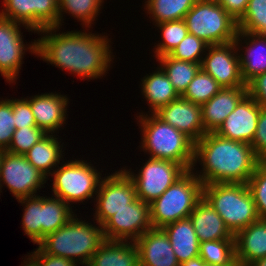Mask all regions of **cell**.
<instances>
[{"instance_id":"1","label":"cell","mask_w":266,"mask_h":266,"mask_svg":"<svg viewBox=\"0 0 266 266\" xmlns=\"http://www.w3.org/2000/svg\"><path fill=\"white\" fill-rule=\"evenodd\" d=\"M57 29L38 31L43 37L37 40V56L81 78L97 79L107 73L113 59L107 36L85 31L56 34Z\"/></svg>"},{"instance_id":"2","label":"cell","mask_w":266,"mask_h":266,"mask_svg":"<svg viewBox=\"0 0 266 266\" xmlns=\"http://www.w3.org/2000/svg\"><path fill=\"white\" fill-rule=\"evenodd\" d=\"M202 164V172L196 177L207 185L210 183L247 184L256 166L261 162L248 143L233 141L207 132L194 143V162Z\"/></svg>"},{"instance_id":"3","label":"cell","mask_w":266,"mask_h":266,"mask_svg":"<svg viewBox=\"0 0 266 266\" xmlns=\"http://www.w3.org/2000/svg\"><path fill=\"white\" fill-rule=\"evenodd\" d=\"M97 225L98 227L93 226L73 216L58 230L46 235L38 245L45 253L87 266L93 254L105 241L102 226Z\"/></svg>"},{"instance_id":"4","label":"cell","mask_w":266,"mask_h":266,"mask_svg":"<svg viewBox=\"0 0 266 266\" xmlns=\"http://www.w3.org/2000/svg\"><path fill=\"white\" fill-rule=\"evenodd\" d=\"M139 121L143 133L141 147L150 158L170 160L181 164L187 171L194 162V142L183 132L163 122L154 113H140Z\"/></svg>"},{"instance_id":"5","label":"cell","mask_w":266,"mask_h":266,"mask_svg":"<svg viewBox=\"0 0 266 266\" xmlns=\"http://www.w3.org/2000/svg\"><path fill=\"white\" fill-rule=\"evenodd\" d=\"M203 197L235 235L259 220L253 196L247 184L210 183L203 185Z\"/></svg>"},{"instance_id":"6","label":"cell","mask_w":266,"mask_h":266,"mask_svg":"<svg viewBox=\"0 0 266 266\" xmlns=\"http://www.w3.org/2000/svg\"><path fill=\"white\" fill-rule=\"evenodd\" d=\"M203 197V183L193 170H188L162 195L150 203L152 228H163L180 219L188 218Z\"/></svg>"},{"instance_id":"7","label":"cell","mask_w":266,"mask_h":266,"mask_svg":"<svg viewBox=\"0 0 266 266\" xmlns=\"http://www.w3.org/2000/svg\"><path fill=\"white\" fill-rule=\"evenodd\" d=\"M188 33L208 45L235 40L237 21L216 1L197 0L184 17Z\"/></svg>"},{"instance_id":"8","label":"cell","mask_w":266,"mask_h":266,"mask_svg":"<svg viewBox=\"0 0 266 266\" xmlns=\"http://www.w3.org/2000/svg\"><path fill=\"white\" fill-rule=\"evenodd\" d=\"M53 171L51 176L54 178V197L62 199L67 204L94 198V194L98 192L101 173L87 161L71 160Z\"/></svg>"},{"instance_id":"9","label":"cell","mask_w":266,"mask_h":266,"mask_svg":"<svg viewBox=\"0 0 266 266\" xmlns=\"http://www.w3.org/2000/svg\"><path fill=\"white\" fill-rule=\"evenodd\" d=\"M124 171L135 184L137 198L149 204L187 172L181 164L153 158L147 160L138 175L125 168Z\"/></svg>"},{"instance_id":"10","label":"cell","mask_w":266,"mask_h":266,"mask_svg":"<svg viewBox=\"0 0 266 266\" xmlns=\"http://www.w3.org/2000/svg\"><path fill=\"white\" fill-rule=\"evenodd\" d=\"M46 179L47 177L24 155L4 151L0 168V189L2 184H6L10 192L19 200L36 196L37 190L46 183Z\"/></svg>"},{"instance_id":"11","label":"cell","mask_w":266,"mask_h":266,"mask_svg":"<svg viewBox=\"0 0 266 266\" xmlns=\"http://www.w3.org/2000/svg\"><path fill=\"white\" fill-rule=\"evenodd\" d=\"M96 195L94 218L100 226L137 198L135 184L122 168L101 179Z\"/></svg>"},{"instance_id":"12","label":"cell","mask_w":266,"mask_h":266,"mask_svg":"<svg viewBox=\"0 0 266 266\" xmlns=\"http://www.w3.org/2000/svg\"><path fill=\"white\" fill-rule=\"evenodd\" d=\"M0 16L21 23L28 31L59 27L58 0H3Z\"/></svg>"},{"instance_id":"13","label":"cell","mask_w":266,"mask_h":266,"mask_svg":"<svg viewBox=\"0 0 266 266\" xmlns=\"http://www.w3.org/2000/svg\"><path fill=\"white\" fill-rule=\"evenodd\" d=\"M151 228L150 204L138 198L117 211L102 225L105 240L132 242Z\"/></svg>"},{"instance_id":"14","label":"cell","mask_w":266,"mask_h":266,"mask_svg":"<svg viewBox=\"0 0 266 266\" xmlns=\"http://www.w3.org/2000/svg\"><path fill=\"white\" fill-rule=\"evenodd\" d=\"M240 38L234 41L209 45L206 49L208 53L202 59L201 69L211 75L222 87H239L246 86L241 77L239 62V42Z\"/></svg>"},{"instance_id":"15","label":"cell","mask_w":266,"mask_h":266,"mask_svg":"<svg viewBox=\"0 0 266 266\" xmlns=\"http://www.w3.org/2000/svg\"><path fill=\"white\" fill-rule=\"evenodd\" d=\"M21 23L0 16V73L7 82L13 83L21 69L25 50L37 55V41L26 48L21 31Z\"/></svg>"},{"instance_id":"16","label":"cell","mask_w":266,"mask_h":266,"mask_svg":"<svg viewBox=\"0 0 266 266\" xmlns=\"http://www.w3.org/2000/svg\"><path fill=\"white\" fill-rule=\"evenodd\" d=\"M260 111L261 106L247 93L215 133L223 138L251 145Z\"/></svg>"},{"instance_id":"17","label":"cell","mask_w":266,"mask_h":266,"mask_svg":"<svg viewBox=\"0 0 266 266\" xmlns=\"http://www.w3.org/2000/svg\"><path fill=\"white\" fill-rule=\"evenodd\" d=\"M154 114L163 122L183 132L194 143L207 133L202 123L201 105L192 103L182 96L160 107Z\"/></svg>"},{"instance_id":"18","label":"cell","mask_w":266,"mask_h":266,"mask_svg":"<svg viewBox=\"0 0 266 266\" xmlns=\"http://www.w3.org/2000/svg\"><path fill=\"white\" fill-rule=\"evenodd\" d=\"M140 266H180L162 228H151L135 241Z\"/></svg>"},{"instance_id":"19","label":"cell","mask_w":266,"mask_h":266,"mask_svg":"<svg viewBox=\"0 0 266 266\" xmlns=\"http://www.w3.org/2000/svg\"><path fill=\"white\" fill-rule=\"evenodd\" d=\"M35 118L36 126L46 134H54L65 123L68 105L67 96L44 93L26 98ZM55 131V132H54Z\"/></svg>"},{"instance_id":"20","label":"cell","mask_w":266,"mask_h":266,"mask_svg":"<svg viewBox=\"0 0 266 266\" xmlns=\"http://www.w3.org/2000/svg\"><path fill=\"white\" fill-rule=\"evenodd\" d=\"M247 94V86L223 87L202 107V123L206 132H215Z\"/></svg>"},{"instance_id":"21","label":"cell","mask_w":266,"mask_h":266,"mask_svg":"<svg viewBox=\"0 0 266 266\" xmlns=\"http://www.w3.org/2000/svg\"><path fill=\"white\" fill-rule=\"evenodd\" d=\"M238 266H249L266 257V220L259 219L234 235Z\"/></svg>"},{"instance_id":"22","label":"cell","mask_w":266,"mask_h":266,"mask_svg":"<svg viewBox=\"0 0 266 266\" xmlns=\"http://www.w3.org/2000/svg\"><path fill=\"white\" fill-rule=\"evenodd\" d=\"M200 243L212 240L234 239L224 220L202 197L189 216Z\"/></svg>"},{"instance_id":"23","label":"cell","mask_w":266,"mask_h":266,"mask_svg":"<svg viewBox=\"0 0 266 266\" xmlns=\"http://www.w3.org/2000/svg\"><path fill=\"white\" fill-rule=\"evenodd\" d=\"M87 266H140L135 241L105 240Z\"/></svg>"},{"instance_id":"24","label":"cell","mask_w":266,"mask_h":266,"mask_svg":"<svg viewBox=\"0 0 266 266\" xmlns=\"http://www.w3.org/2000/svg\"><path fill=\"white\" fill-rule=\"evenodd\" d=\"M235 38L246 39L245 53L238 56L241 77L247 84L255 76L266 72V35L237 31Z\"/></svg>"},{"instance_id":"25","label":"cell","mask_w":266,"mask_h":266,"mask_svg":"<svg viewBox=\"0 0 266 266\" xmlns=\"http://www.w3.org/2000/svg\"><path fill=\"white\" fill-rule=\"evenodd\" d=\"M162 229L180 264L199 256L200 242L189 217L170 223Z\"/></svg>"},{"instance_id":"26","label":"cell","mask_w":266,"mask_h":266,"mask_svg":"<svg viewBox=\"0 0 266 266\" xmlns=\"http://www.w3.org/2000/svg\"><path fill=\"white\" fill-rule=\"evenodd\" d=\"M141 81V90L149 103L148 105L151 106V113H155L160 107L168 105L179 97L167 74L161 67H158L154 73L147 74Z\"/></svg>"},{"instance_id":"27","label":"cell","mask_w":266,"mask_h":266,"mask_svg":"<svg viewBox=\"0 0 266 266\" xmlns=\"http://www.w3.org/2000/svg\"><path fill=\"white\" fill-rule=\"evenodd\" d=\"M55 135L46 134L36 144H34L27 153L25 158L46 177L52 174L54 166L58 167L62 156V148Z\"/></svg>"},{"instance_id":"28","label":"cell","mask_w":266,"mask_h":266,"mask_svg":"<svg viewBox=\"0 0 266 266\" xmlns=\"http://www.w3.org/2000/svg\"><path fill=\"white\" fill-rule=\"evenodd\" d=\"M72 206L62 199L42 196L41 208V241L44 237L65 225L75 214Z\"/></svg>"},{"instance_id":"29","label":"cell","mask_w":266,"mask_h":266,"mask_svg":"<svg viewBox=\"0 0 266 266\" xmlns=\"http://www.w3.org/2000/svg\"><path fill=\"white\" fill-rule=\"evenodd\" d=\"M157 59L179 96L184 94L189 83L201 69V64L199 63L176 60L169 55L161 56Z\"/></svg>"},{"instance_id":"30","label":"cell","mask_w":266,"mask_h":266,"mask_svg":"<svg viewBox=\"0 0 266 266\" xmlns=\"http://www.w3.org/2000/svg\"><path fill=\"white\" fill-rule=\"evenodd\" d=\"M197 0H147L145 8L149 17L159 24L184 19ZM152 15V16H151Z\"/></svg>"},{"instance_id":"31","label":"cell","mask_w":266,"mask_h":266,"mask_svg":"<svg viewBox=\"0 0 266 266\" xmlns=\"http://www.w3.org/2000/svg\"><path fill=\"white\" fill-rule=\"evenodd\" d=\"M199 256L208 266H238L234 239L202 242L199 247Z\"/></svg>"},{"instance_id":"32","label":"cell","mask_w":266,"mask_h":266,"mask_svg":"<svg viewBox=\"0 0 266 266\" xmlns=\"http://www.w3.org/2000/svg\"><path fill=\"white\" fill-rule=\"evenodd\" d=\"M103 0H58L59 27L63 21L62 12L72 14L74 18L81 20L83 26L90 28L92 21L97 17Z\"/></svg>"},{"instance_id":"33","label":"cell","mask_w":266,"mask_h":266,"mask_svg":"<svg viewBox=\"0 0 266 266\" xmlns=\"http://www.w3.org/2000/svg\"><path fill=\"white\" fill-rule=\"evenodd\" d=\"M222 88L223 87L211 75L200 69L189 83L188 88L182 97L192 103L202 106Z\"/></svg>"},{"instance_id":"34","label":"cell","mask_w":266,"mask_h":266,"mask_svg":"<svg viewBox=\"0 0 266 266\" xmlns=\"http://www.w3.org/2000/svg\"><path fill=\"white\" fill-rule=\"evenodd\" d=\"M21 204L25 205L22 228L28 238L34 244L41 242V208H42V196H32L17 200Z\"/></svg>"},{"instance_id":"35","label":"cell","mask_w":266,"mask_h":266,"mask_svg":"<svg viewBox=\"0 0 266 266\" xmlns=\"http://www.w3.org/2000/svg\"><path fill=\"white\" fill-rule=\"evenodd\" d=\"M238 31L266 35V0H249L246 11L237 21Z\"/></svg>"},{"instance_id":"36","label":"cell","mask_w":266,"mask_h":266,"mask_svg":"<svg viewBox=\"0 0 266 266\" xmlns=\"http://www.w3.org/2000/svg\"><path fill=\"white\" fill-rule=\"evenodd\" d=\"M155 26L161 30L163 37V42L158 43L157 46L155 45L157 47L154 52L156 58L169 55L188 34L184 19L162 22Z\"/></svg>"},{"instance_id":"37","label":"cell","mask_w":266,"mask_h":266,"mask_svg":"<svg viewBox=\"0 0 266 266\" xmlns=\"http://www.w3.org/2000/svg\"><path fill=\"white\" fill-rule=\"evenodd\" d=\"M259 219L266 220V161H261L247 183Z\"/></svg>"},{"instance_id":"38","label":"cell","mask_w":266,"mask_h":266,"mask_svg":"<svg viewBox=\"0 0 266 266\" xmlns=\"http://www.w3.org/2000/svg\"><path fill=\"white\" fill-rule=\"evenodd\" d=\"M208 46L202 39L188 33L178 46L171 51L169 56L176 60L201 64L202 54L203 52L206 53L205 50Z\"/></svg>"},{"instance_id":"39","label":"cell","mask_w":266,"mask_h":266,"mask_svg":"<svg viewBox=\"0 0 266 266\" xmlns=\"http://www.w3.org/2000/svg\"><path fill=\"white\" fill-rule=\"evenodd\" d=\"M46 133L38 127H26L15 129L11 143L6 151L13 154L24 155L36 144Z\"/></svg>"},{"instance_id":"40","label":"cell","mask_w":266,"mask_h":266,"mask_svg":"<svg viewBox=\"0 0 266 266\" xmlns=\"http://www.w3.org/2000/svg\"><path fill=\"white\" fill-rule=\"evenodd\" d=\"M15 121L12 109V99L0 101V149L6 151L11 143Z\"/></svg>"},{"instance_id":"41","label":"cell","mask_w":266,"mask_h":266,"mask_svg":"<svg viewBox=\"0 0 266 266\" xmlns=\"http://www.w3.org/2000/svg\"><path fill=\"white\" fill-rule=\"evenodd\" d=\"M12 109L15 121V129L37 127L30 103L25 98L12 99Z\"/></svg>"},{"instance_id":"42","label":"cell","mask_w":266,"mask_h":266,"mask_svg":"<svg viewBox=\"0 0 266 266\" xmlns=\"http://www.w3.org/2000/svg\"><path fill=\"white\" fill-rule=\"evenodd\" d=\"M251 147L260 161H266V108L261 107Z\"/></svg>"},{"instance_id":"43","label":"cell","mask_w":266,"mask_h":266,"mask_svg":"<svg viewBox=\"0 0 266 266\" xmlns=\"http://www.w3.org/2000/svg\"><path fill=\"white\" fill-rule=\"evenodd\" d=\"M247 93L263 108H266V72L251 79L247 84Z\"/></svg>"},{"instance_id":"44","label":"cell","mask_w":266,"mask_h":266,"mask_svg":"<svg viewBox=\"0 0 266 266\" xmlns=\"http://www.w3.org/2000/svg\"><path fill=\"white\" fill-rule=\"evenodd\" d=\"M32 254L38 259L40 266H77L71 259L45 253L40 247Z\"/></svg>"},{"instance_id":"45","label":"cell","mask_w":266,"mask_h":266,"mask_svg":"<svg viewBox=\"0 0 266 266\" xmlns=\"http://www.w3.org/2000/svg\"><path fill=\"white\" fill-rule=\"evenodd\" d=\"M236 21L246 11L249 0H216Z\"/></svg>"},{"instance_id":"46","label":"cell","mask_w":266,"mask_h":266,"mask_svg":"<svg viewBox=\"0 0 266 266\" xmlns=\"http://www.w3.org/2000/svg\"><path fill=\"white\" fill-rule=\"evenodd\" d=\"M180 266H208L200 256L192 258L186 262L180 264Z\"/></svg>"},{"instance_id":"47","label":"cell","mask_w":266,"mask_h":266,"mask_svg":"<svg viewBox=\"0 0 266 266\" xmlns=\"http://www.w3.org/2000/svg\"><path fill=\"white\" fill-rule=\"evenodd\" d=\"M26 260L23 266H40L38 259L33 254H30Z\"/></svg>"},{"instance_id":"48","label":"cell","mask_w":266,"mask_h":266,"mask_svg":"<svg viewBox=\"0 0 266 266\" xmlns=\"http://www.w3.org/2000/svg\"><path fill=\"white\" fill-rule=\"evenodd\" d=\"M249 266H266V257L255 260Z\"/></svg>"},{"instance_id":"49","label":"cell","mask_w":266,"mask_h":266,"mask_svg":"<svg viewBox=\"0 0 266 266\" xmlns=\"http://www.w3.org/2000/svg\"><path fill=\"white\" fill-rule=\"evenodd\" d=\"M4 150L0 149V168L2 163V156H3Z\"/></svg>"}]
</instances>
